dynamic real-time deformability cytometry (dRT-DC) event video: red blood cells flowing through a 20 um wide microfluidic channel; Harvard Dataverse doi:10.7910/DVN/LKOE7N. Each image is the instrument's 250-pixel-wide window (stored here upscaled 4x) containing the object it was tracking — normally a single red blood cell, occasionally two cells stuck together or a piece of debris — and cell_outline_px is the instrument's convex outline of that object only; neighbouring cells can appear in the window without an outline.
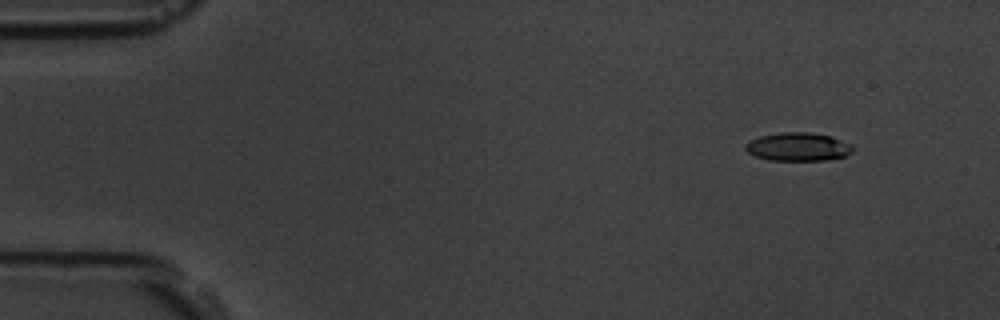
{"species": "common noctule bat (a hibernating species)", "species_latin": "Nyctalus noctula", "temperature_condition": "room temperature", "stored_images_in_passage": 4, "camera_frame_rate_fps": 3000, "um_per_image_px": 0.085, "animal": {"sex": "male", "body_mass_g": 19.5, "forearm_length_mm": 54.6}, "frame": {"image": 1, "passage_image": 1, "time_ms": 0.0, "image_size_px": [1000, 320], "cell_outline_px": [[852, 152], [844, 156], [828, 160], [768, 160], [756, 156], [748, 152], [744, 148], [744, 144], [748, 140], [760, 136], [780, 132], [808, 132], [828, 136], [840, 140], [848, 144], [852, 148]], "centroid_in_image_um": [67.76, 12.48], "position_along_channel_um": 17.2, "area_um2": 17.57}}
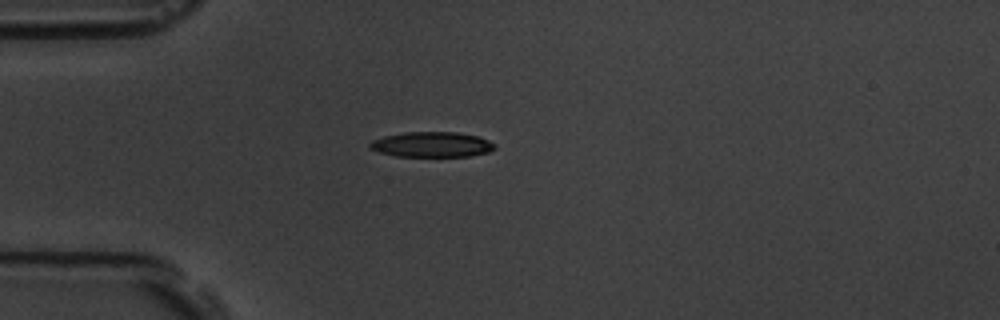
{"frame": {"image": 2, "passage_image": 4, "time_ms": 3.333, "image_size_px": [1000, 320], "cell_outline_px": [[496, 148], [488, 152], [468, 156], [396, 156], [380, 152], [368, 148], [368, 144], [372, 140], [384, 136], [404, 132], [456, 132], [476, 136], [488, 140], [496, 144]], "centroid_in_image_um": [36.68, 12.28], "position_along_channel_um": 48.3, "area_um2": 18.32}}